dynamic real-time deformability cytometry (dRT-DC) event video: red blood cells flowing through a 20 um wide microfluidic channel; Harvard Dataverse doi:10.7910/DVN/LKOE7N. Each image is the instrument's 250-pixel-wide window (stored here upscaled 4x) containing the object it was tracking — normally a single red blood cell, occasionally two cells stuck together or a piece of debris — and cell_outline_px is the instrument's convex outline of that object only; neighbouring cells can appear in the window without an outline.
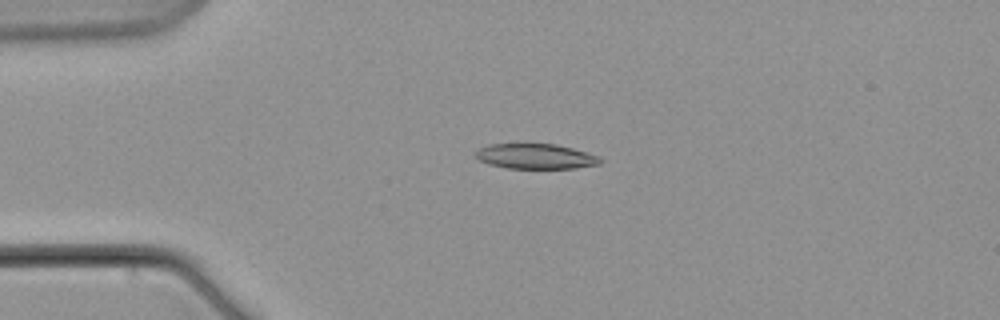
{"species": "common noctule bat (a hibernating species)", "species_latin": "Nyctalus noctula", "temperature_condition": "warm", "stored_images_in_passage": 8, "camera_frame_rate_fps": 3000, "um_per_image_px": 0.085, "animal": {"sex": "male", "body_mass_g": 21.5, "forearm_length_mm": 52.0}, "frame": {"image": 1, "passage_image": 5, "time_ms": 5.0, "image_size_px": [1000, 320], "cell_outline_px": [[604, 160], [600, 164], [576, 168], [508, 168], [488, 164], [476, 160], [472, 152], [488, 144], [524, 140], [556, 144], [588, 152], [600, 156]], "centroid_in_image_um": [45.45, 13.23], "position_along_channel_um": 39.5, "area_um2": 19.54}}
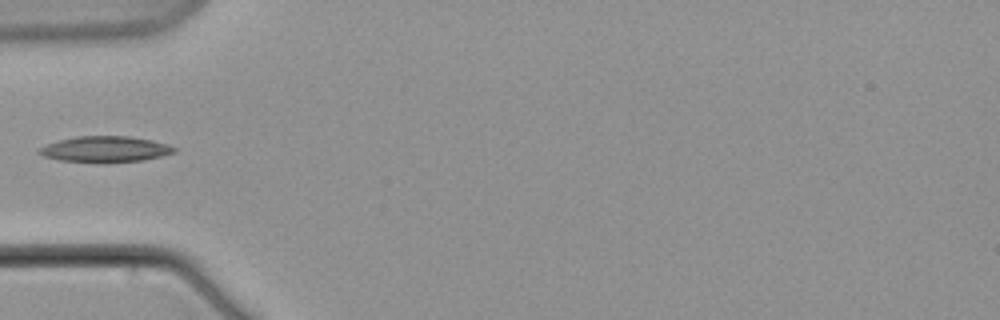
{"frame": {"image": 2, "passage_image": 7, "time_ms": 7.333, "image_size_px": [1000, 320], "cell_outline_px": [[176, 152], [144, 160], [104, 164], [100, 164], [60, 160], [44, 156], [36, 152], [40, 148], [48, 144], [60, 140], [76, 136], [128, 136], [152, 140], [168, 144], [176, 148]], "centroid_in_image_um": [8.96, 12.7], "position_along_channel_um": 76.0, "area_um2": 20.69}}
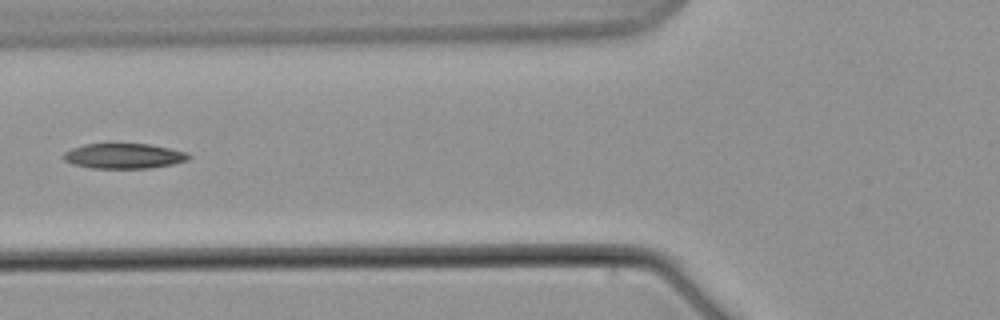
{"frame": {"image": 3, "passage_image": 8, "time_ms": 8.667, "image_size_px": [1000, 320], "cell_outline_px": [[192, 156], [188, 160], [172, 164], [152, 168], [92, 168], [72, 164], [64, 160], [64, 152], [72, 148], [84, 144], [148, 144], [188, 152]], "centroid_in_image_um": [10.55, 13.26], "position_along_channel_um": 115.3, "area_um2": 18.32}}